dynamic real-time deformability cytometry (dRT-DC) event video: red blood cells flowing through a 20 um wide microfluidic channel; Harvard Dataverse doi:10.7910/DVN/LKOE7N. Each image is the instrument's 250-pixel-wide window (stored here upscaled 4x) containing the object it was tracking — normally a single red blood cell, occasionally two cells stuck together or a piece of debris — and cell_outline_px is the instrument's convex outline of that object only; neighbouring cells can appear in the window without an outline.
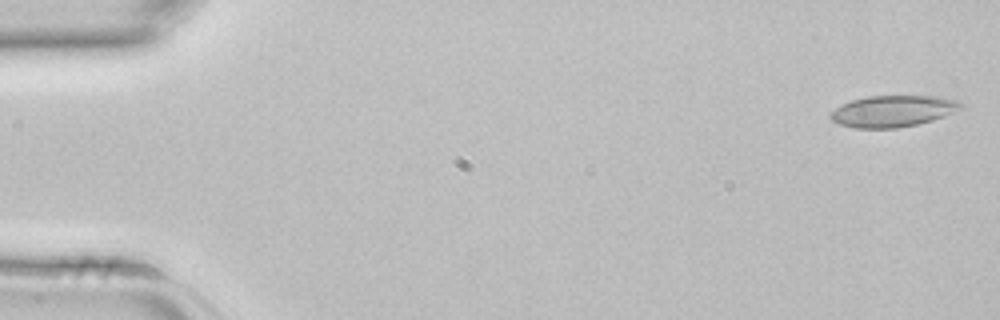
{"species": "common noctule bat (a hibernating species)", "species_latin": "Nyctalus noctula", "temperature_condition": "room temperature", "stored_images_in_passage": 3, "camera_frame_rate_fps": 3000, "um_per_image_px": 0.085, "animal": {"sex": "female", "body_mass_g": 22.7, "forearm_length_mm": 54.2}, "frame": {"image": 1, "passage_image": 1, "time_ms": 0.0, "image_size_px": [1000, 320], "cell_outline_px": [[964, 104], [960, 108], [944, 116], [932, 120], [916, 124], [896, 128], [856, 128], [840, 124], [832, 120], [828, 116], [836, 108], [852, 100], [868, 96], [940, 96], [956, 100]], "centroid_in_image_um": [75.9, 9.44], "position_along_channel_um": 9.1, "area_um2": 23.58}}